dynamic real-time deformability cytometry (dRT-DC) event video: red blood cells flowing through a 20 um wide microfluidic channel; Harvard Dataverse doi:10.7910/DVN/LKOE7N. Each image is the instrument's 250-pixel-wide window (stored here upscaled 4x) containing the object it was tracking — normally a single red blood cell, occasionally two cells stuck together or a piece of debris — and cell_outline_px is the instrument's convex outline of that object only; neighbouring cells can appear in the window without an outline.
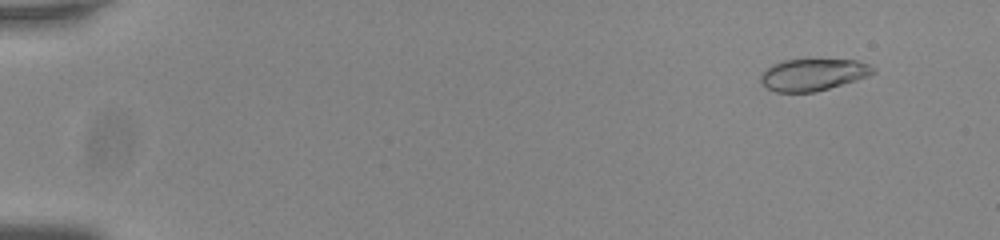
{"species": "common noctule bat (a hibernating species)", "species_latin": "Nyctalus noctula", "temperature_condition": "room temperature", "stored_images_in_passage": 16, "camera_frame_rate_fps": 3000, "um_per_image_px": 0.085, "animal": {"sex": "male", "body_mass_g": 20.0, "forearm_length_mm": 53.3}, "frame": {"image": 1, "passage_image": 5, "time_ms": 1.333, "image_size_px": [1000, 240], "cell_outline_px": [[876, 72], [828, 88], [812, 92], [776, 92], [768, 88], [760, 80], [760, 76], [772, 64], [784, 60], [856, 60], [868, 64]], "centroid_in_image_um": [69.05, 6.34], "position_along_channel_um": 15.9, "area_um2": 20.17}}